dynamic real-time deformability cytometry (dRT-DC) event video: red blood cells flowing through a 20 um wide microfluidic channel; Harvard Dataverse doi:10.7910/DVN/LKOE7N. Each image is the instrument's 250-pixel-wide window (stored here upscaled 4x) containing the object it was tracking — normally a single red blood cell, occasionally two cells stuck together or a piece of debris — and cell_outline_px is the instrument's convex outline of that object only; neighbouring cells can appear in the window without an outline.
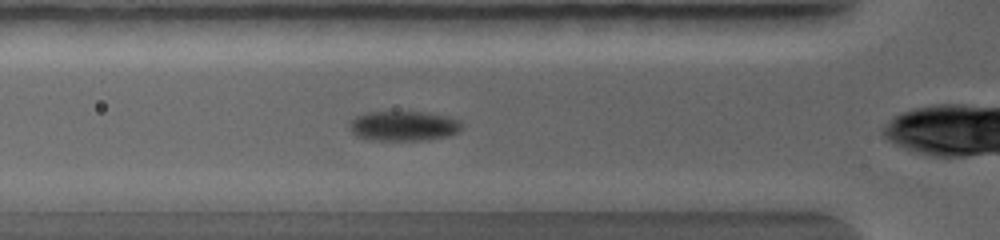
{"species": "common noctule bat (a hibernating species)", "species_latin": "Nyctalus noctula", "temperature_condition": "warm", "stored_images_in_passage": 12, "camera_frame_rate_fps": 5000, "um_per_image_px": 0.085, "animal": {"sex": "female", "body_mass_g": 19.0, "forearm_length_mm": 56.7}, "frame": {"image": 1, "passage_image": 6, "time_ms": 1.2, "image_size_px": [1000, 240], "cell_outline_px": [[460, 128], [456, 132], [440, 136], [412, 140], [388, 140], [360, 136], [352, 128], [352, 124], [360, 116], [384, 112], [408, 112], [436, 116], [452, 120], [460, 124]], "centroid_in_image_um": [34.29, 10.72], "position_along_channel_um": 91.5, "area_um2": 17.11}}
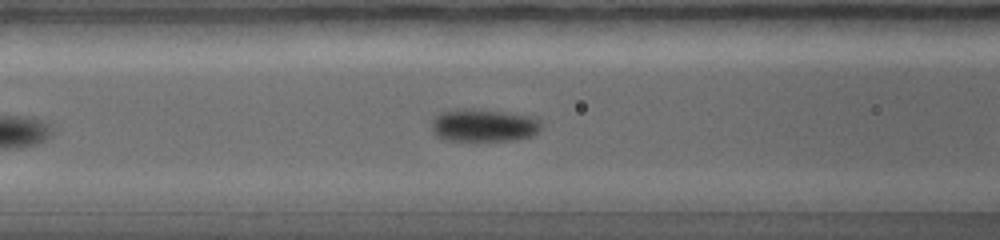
{"frame": {"image": 2, "passage_image": 9, "time_ms": 1.8, "image_size_px": [1000, 240], "cell_outline_px": [[536, 128], [532, 132], [524, 136], [504, 140], [464, 140], [440, 136], [436, 128], [436, 120], [440, 116], [448, 112], [488, 112], [512, 116], [528, 120], [536, 124]], "centroid_in_image_um": [41.02, 10.73], "position_along_channel_um": 125.6, "area_um2": 16.82}}
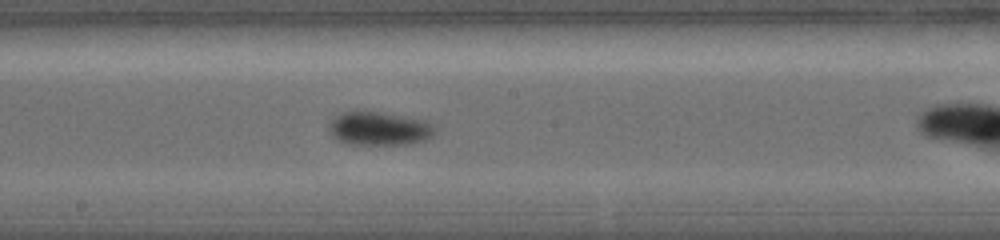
{"frame": {"image": 3, "passage_image": 12, "time_ms": 3.4, "image_size_px": [1000, 240], "cell_outline_px": [[428, 136], [416, 140], [396, 144], [356, 144], [344, 140], [336, 136], [332, 132], [332, 124], [340, 116], [352, 112], [372, 112], [412, 120], [424, 124], [428, 128]], "centroid_in_image_um": [32.08, 10.95], "position_along_channel_um": 216.1, "area_um2": 17.51}}